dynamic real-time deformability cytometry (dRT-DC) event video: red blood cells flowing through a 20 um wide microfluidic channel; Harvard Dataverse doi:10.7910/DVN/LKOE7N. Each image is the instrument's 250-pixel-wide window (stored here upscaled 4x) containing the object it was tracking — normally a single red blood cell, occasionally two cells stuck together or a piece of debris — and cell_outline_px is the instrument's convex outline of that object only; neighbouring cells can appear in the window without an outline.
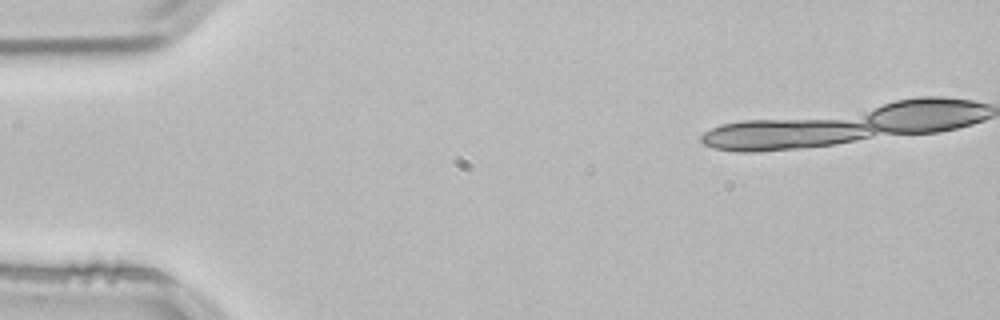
{"species": "common noctule bat (a hibernating species)", "species_latin": "Nyctalus noctula", "temperature_condition": "room temperature", "stored_images_in_passage": 3, "segment_of_instrument_passage": [1, 2], "camera_frame_rate_fps": 3000, "um_per_image_px": 0.085, "animal": {"sex": "male", "body_mass_g": 21.5, "forearm_length_mm": 52.0}, "frame": {"image": 1, "passage_image": 1, "time_ms": 0.0, "image_size_px": [1000, 320], "cell_outline_px": [[852, 124], [844, 140], [820, 144], [772, 148], [732, 148], [736, 124]], "centroid_in_image_um": [66.92, 11.47], "position_along_channel_um": 18.1, "area_um2": 17.8}}